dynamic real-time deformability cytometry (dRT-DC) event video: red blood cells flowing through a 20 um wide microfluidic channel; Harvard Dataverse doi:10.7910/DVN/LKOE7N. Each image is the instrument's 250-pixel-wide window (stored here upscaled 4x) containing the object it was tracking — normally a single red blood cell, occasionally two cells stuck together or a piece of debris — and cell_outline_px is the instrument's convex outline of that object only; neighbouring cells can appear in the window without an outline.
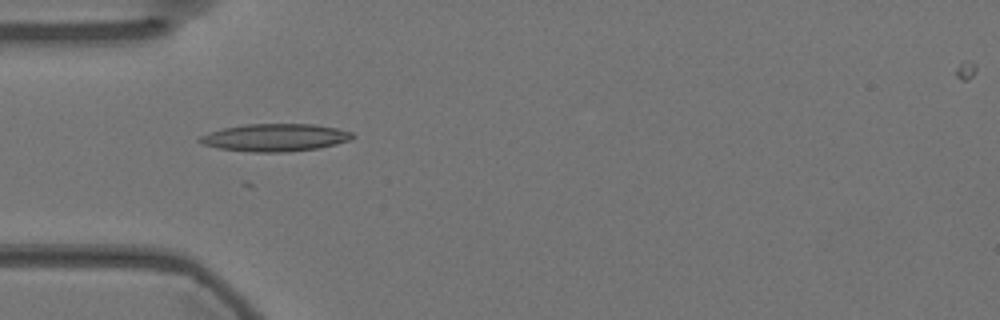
{"species": "Egyptian fruit bat (a non-hibernating species)", "species_latin": "Rousettus aegyptiacus", "temperature_condition": "warm", "stored_images_in_passage": 39, "camera_frame_rate_fps": 3000, "um_per_image_px": 0.085, "animal": {"sex": "female"}, "frame": {"image": 1, "passage_image": 2, "time_ms": 0.333, "image_size_px": [1000, 320], "cell_outline_px": [[356, 136], [352, 140], [336, 144], [316, 148], [288, 152], [252, 152], [220, 148], [200, 144], [196, 140], [200, 136], [224, 128], [248, 124], [312, 124], [336, 128], [352, 132]], "centroid_in_image_um": [23.41, 11.69], "position_along_channel_um": 61.6, "area_um2": 24.45}}
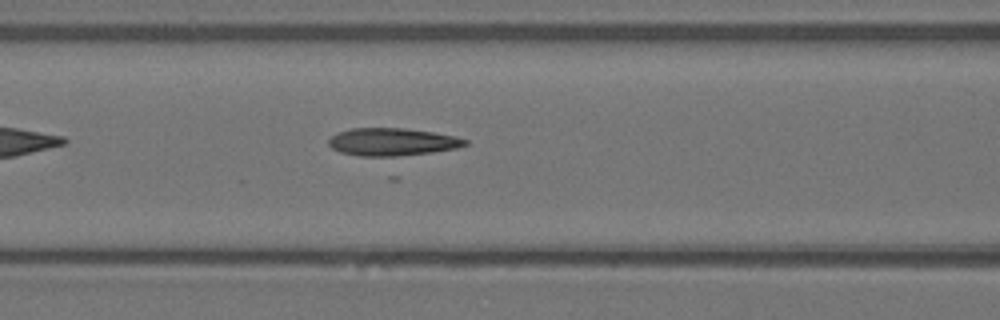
{"frame": {"image": 2, "passage_image": 8, "time_ms": 2.333, "image_size_px": [1000, 320], "cell_outline_px": [[468, 144], [456, 148], [388, 160], [360, 156], [340, 152], [332, 148], [328, 144], [328, 140], [332, 136], [340, 132], [352, 128], [404, 128], [432, 132], [456, 136], [468, 140]], "centroid_in_image_um": [33.35, 12.11], "position_along_channel_um": 133.2, "area_um2": 22.83}}
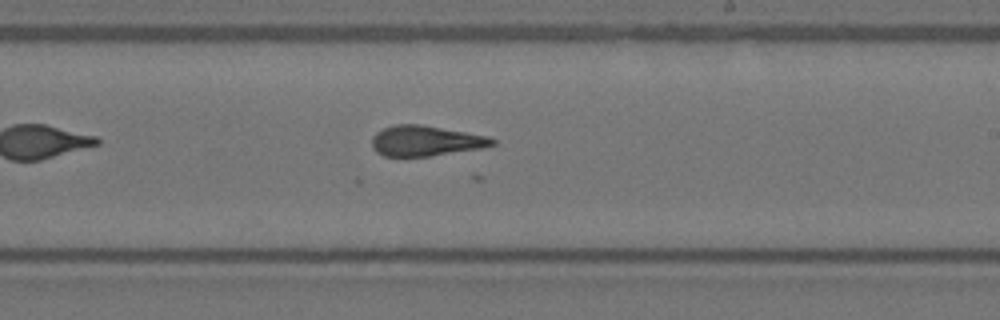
{"frame": {"image": 3, "passage_image": 18, "time_ms": 5.667, "image_size_px": [1000, 320], "cell_outline_px": [[496, 144], [480, 148], [428, 156], [384, 156], [376, 152], [372, 148], [372, 136], [376, 132], [384, 128], [396, 124], [420, 124], [488, 136], [496, 140]], "centroid_in_image_um": [36.15, 11.97], "position_along_channel_um": 252.9, "area_um2": 21.15}}